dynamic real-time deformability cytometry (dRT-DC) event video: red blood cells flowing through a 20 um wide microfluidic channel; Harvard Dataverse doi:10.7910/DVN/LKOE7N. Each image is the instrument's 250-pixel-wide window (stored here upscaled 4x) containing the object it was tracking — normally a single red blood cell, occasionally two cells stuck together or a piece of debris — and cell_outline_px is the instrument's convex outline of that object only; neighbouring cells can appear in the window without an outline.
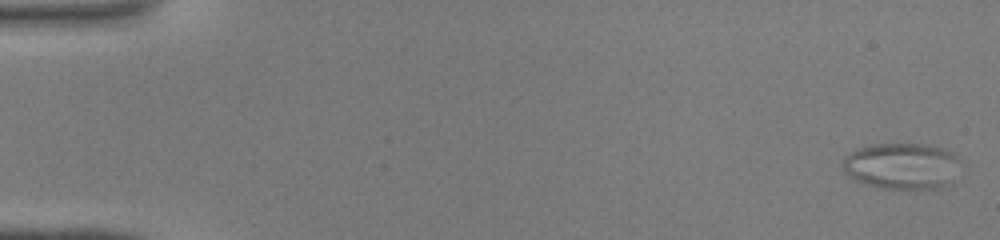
{"species": "common noctule bat (a hibernating species)", "species_latin": "Nyctalus noctula", "temperature_condition": "warm", "stored_images_in_passage": 39, "segment_of_instrument_passage": [1, 2], "camera_frame_rate_fps": 3000, "um_per_image_px": 0.085, "animal": {"sex": "male", "body_mass_g": 19.0, "forearm_length_mm": 50.8}, "frame": {"image": 1, "passage_image": 1, "time_ms": 0.0, "image_size_px": [1000, 240], "cell_outline_px": [[956, 160], [952, 184], [944, 188], [884, 188], [868, 184], [856, 180], [844, 172], [840, 164], [844, 156], [856, 148], [872, 144], [924, 144], [944, 148], [956, 152]], "centroid_in_image_um": [76.61, 14.09], "position_along_channel_um": 8.4, "area_um2": 31.73}}
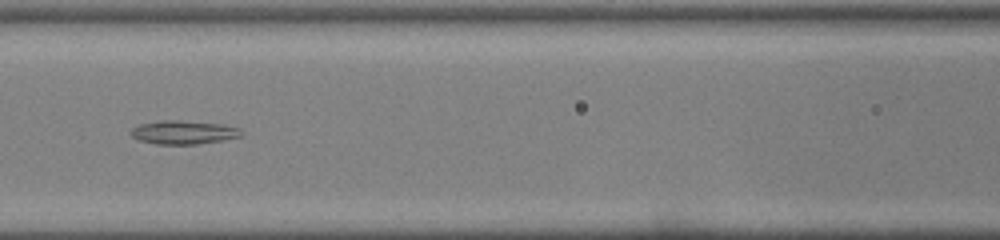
{"frame": {"image": 2, "passage_image": 21, "time_ms": 6.667, "image_size_px": [1000, 240], "cell_outline_px": [[244, 136], [224, 140], [196, 144], [156, 144], [140, 140], [132, 136], [132, 128], [140, 124], [160, 120], [176, 120], [220, 124], [240, 128], [244, 132]], "centroid_in_image_um": [15.66, 11.25], "position_along_channel_um": 150.9, "area_um2": 15.14}}
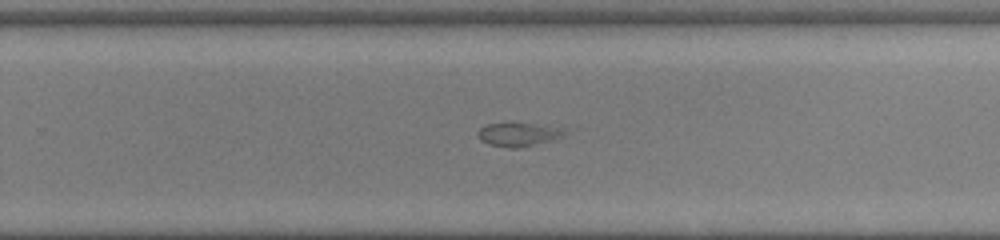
{"frame": {"image": 3, "passage_image": 30, "time_ms": 9.667, "image_size_px": [1000, 240], "cell_outline_px": [[572, 136], [520, 148], [508, 148], [488, 144], [480, 140], [476, 136], [476, 132], [480, 128], [488, 124], [512, 120], [548, 124], [560, 128], [568, 132]], "centroid_in_image_um": [44.15, 11.38], "position_along_channel_um": 285.6, "area_um2": 13.24}}